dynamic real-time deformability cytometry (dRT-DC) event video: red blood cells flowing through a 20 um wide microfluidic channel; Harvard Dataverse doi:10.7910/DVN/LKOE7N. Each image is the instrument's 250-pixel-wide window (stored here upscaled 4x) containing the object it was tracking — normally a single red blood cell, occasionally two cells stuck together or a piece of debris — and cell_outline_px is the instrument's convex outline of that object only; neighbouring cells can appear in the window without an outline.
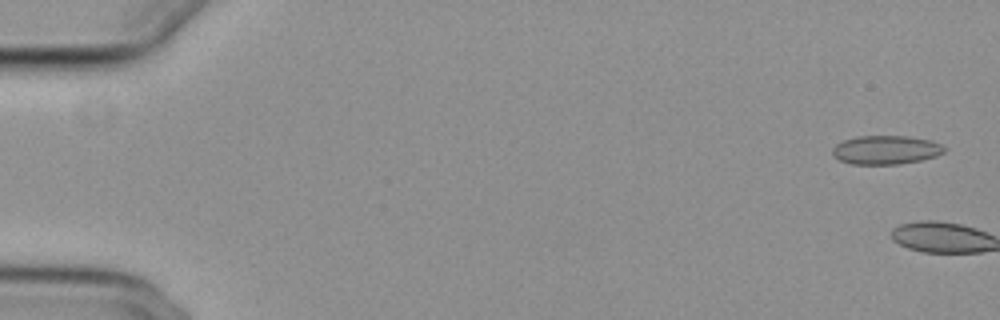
{"species": "common noctule bat (a hibernating species)", "species_latin": "Nyctalus noctula", "temperature_condition": "cold", "stored_images_in_passage": 4, "camera_frame_rate_fps": 3000, "um_per_image_px": 0.085, "animal": {"sex": "female", "body_mass_g": 29.2, "forearm_length_mm": 56.3}, "frame": {"image": 1, "passage_image": 2, "time_ms": 0.333, "image_size_px": [1000, 320], "cell_outline_px": [[948, 148], [944, 152], [936, 156], [920, 160], [900, 164], [852, 164], [840, 160], [832, 156], [832, 148], [836, 144], [844, 140], [856, 136], [908, 136], [932, 140]], "centroid_in_image_um": [75.3, 12.74], "position_along_channel_um": 9.7, "area_um2": 18.9}}